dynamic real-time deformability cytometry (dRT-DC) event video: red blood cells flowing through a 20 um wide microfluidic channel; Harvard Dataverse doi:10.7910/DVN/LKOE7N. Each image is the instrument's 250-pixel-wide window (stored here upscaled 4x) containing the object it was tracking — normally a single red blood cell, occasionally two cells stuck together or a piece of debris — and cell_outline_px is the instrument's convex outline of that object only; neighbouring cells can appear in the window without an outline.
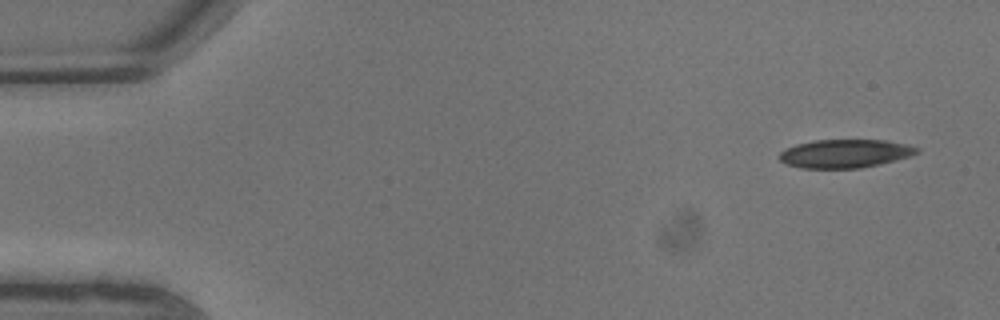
{"species": "common noctule bat (a hibernating species)", "species_latin": "Nyctalus noctula", "temperature_condition": "warm", "stored_images_in_passage": 8, "camera_frame_rate_fps": 3000, "um_per_image_px": 0.085, "animal": {"sex": "male", "body_mass_g": 13.3}, "frame": {"image": 1, "passage_image": 1, "time_ms": 0.0, "image_size_px": [1000, 320], "cell_outline_px": [[920, 152], [912, 156], [880, 164], [860, 168], [800, 168], [788, 164], [780, 160], [780, 152], [796, 144], [816, 140], [884, 140], [908, 144], [920, 148]], "centroid_in_image_um": [71.89, 13.05], "position_along_channel_um": 13.1, "area_um2": 22.77}}
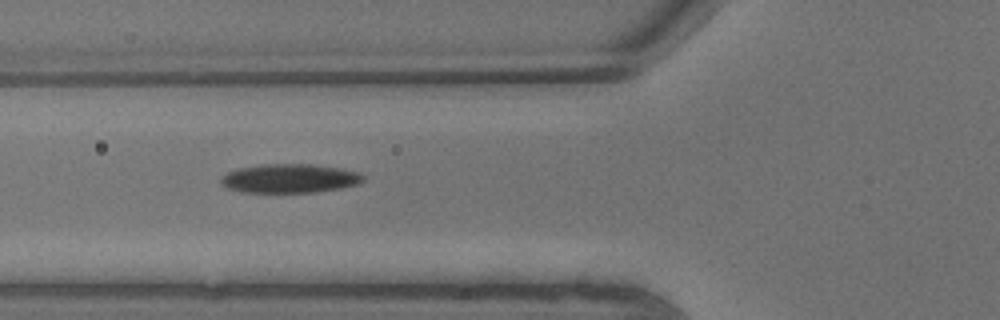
{"frame": {"image": 2, "passage_image": 7, "time_ms": 2.0, "image_size_px": [1000, 320], "cell_outline_px": [[364, 180], [360, 184], [340, 188], [316, 192], [244, 192], [228, 188], [220, 180], [220, 176], [236, 168], [260, 164], [312, 164], [340, 168], [360, 172], [364, 176]], "centroid_in_image_um": [24.64, 15.15], "position_along_channel_um": 101.2, "area_um2": 24.1}}
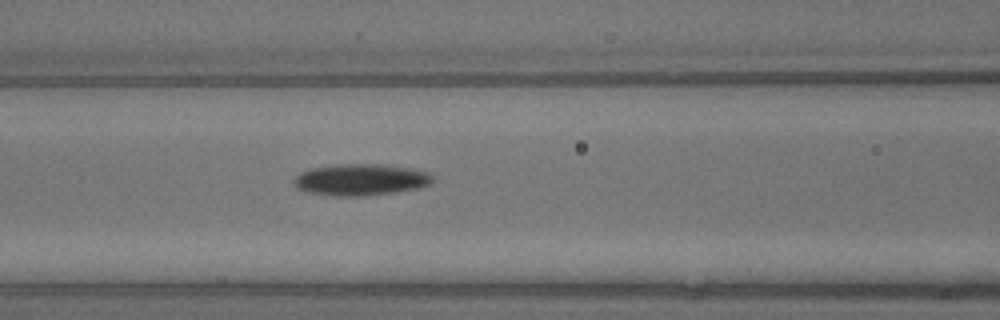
{"frame": {"image": 3, "passage_image": 8, "time_ms": 2.333, "image_size_px": [1000, 320], "cell_outline_px": [[432, 180], [428, 184], [416, 188], [392, 192], [364, 196], [332, 196], [308, 192], [300, 188], [292, 180], [300, 172], [312, 168], [336, 164], [376, 164], [404, 168], [428, 172], [432, 176]], "centroid_in_image_um": [30.6, 15.27], "position_along_channel_um": 136.0, "area_um2": 24.97}}